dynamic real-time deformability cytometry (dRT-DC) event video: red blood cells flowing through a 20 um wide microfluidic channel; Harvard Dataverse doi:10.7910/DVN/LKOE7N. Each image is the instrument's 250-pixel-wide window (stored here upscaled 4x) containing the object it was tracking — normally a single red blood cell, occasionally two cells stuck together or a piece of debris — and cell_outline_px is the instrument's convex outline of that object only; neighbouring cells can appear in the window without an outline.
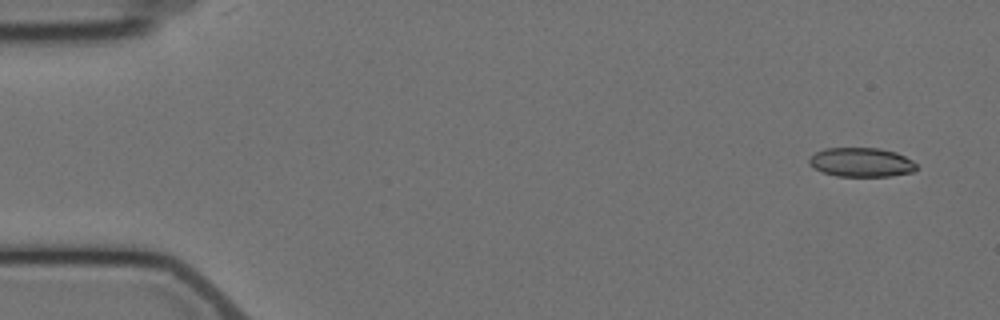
{"species": "Egyptian fruit bat (a non-hibernating species)", "species_latin": "Rousettus aegyptiacus", "temperature_condition": "cold", "stored_images_in_passage": 5, "camera_frame_rate_fps": 3000, "um_per_image_px": 0.085, "animal": {"sex": "female"}, "frame": {"image": 1, "passage_image": 1, "time_ms": 0.0, "image_size_px": [1000, 320], "cell_outline_px": [[916, 168], [912, 172], [888, 176], [836, 176], [812, 168], [808, 164], [808, 160], [816, 152], [824, 148], [880, 148], [896, 152], [912, 160], [916, 164]], "centroid_in_image_um": [73.18, 13.79], "position_along_channel_um": 11.8, "area_um2": 18.21}}
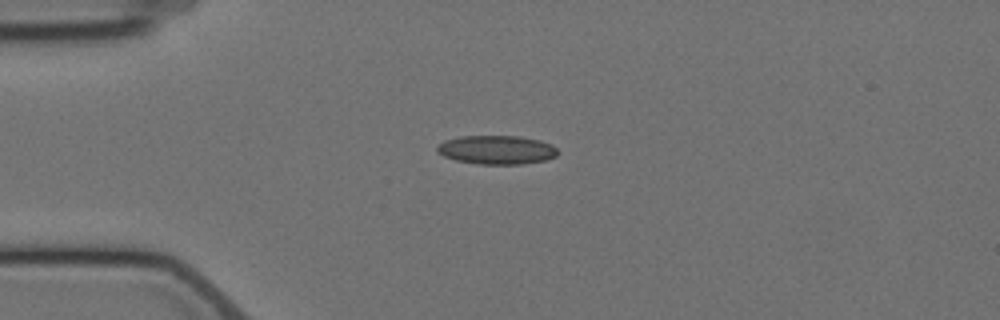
{"frame": {"image": 2, "passage_image": 4, "time_ms": 3.667, "image_size_px": [1000, 320], "cell_outline_px": [[560, 152], [556, 156], [544, 160], [520, 164], [480, 164], [456, 160], [444, 156], [436, 152], [436, 148], [444, 140], [460, 136], [520, 136], [540, 140], [552, 144]], "centroid_in_image_um": [42.23, 12.73], "position_along_channel_um": 42.8, "area_um2": 20.29}}